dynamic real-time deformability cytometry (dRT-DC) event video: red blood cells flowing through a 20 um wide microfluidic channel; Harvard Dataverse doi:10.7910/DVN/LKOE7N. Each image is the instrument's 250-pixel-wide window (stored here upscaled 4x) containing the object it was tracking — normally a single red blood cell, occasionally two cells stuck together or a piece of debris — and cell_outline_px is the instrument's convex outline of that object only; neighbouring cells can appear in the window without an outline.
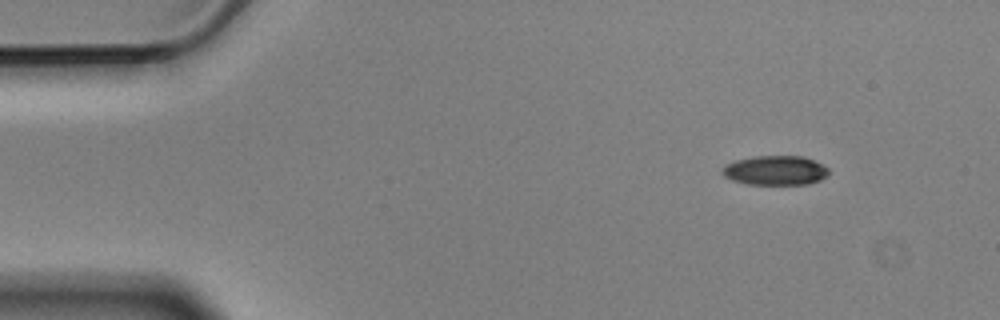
{"species": "Egyptian fruit bat (a non-hibernating species)", "species_latin": "Rousettus aegyptiacus", "temperature_condition": "cold", "stored_images_in_passage": 5, "camera_frame_rate_fps": 3000, "um_per_image_px": 0.085, "animal": {"sex": "male"}, "frame": {"image": 1, "passage_image": 1, "time_ms": 0.0, "image_size_px": [1000, 320], "cell_outline_px": [[828, 172], [820, 180], [808, 184], [748, 184], [732, 180], [724, 176], [720, 172], [724, 164], [736, 160], [752, 156], [800, 156], [812, 160], [828, 168]], "centroid_in_image_um": [65.83, 14.48], "position_along_channel_um": 19.2, "area_um2": 18.15}}
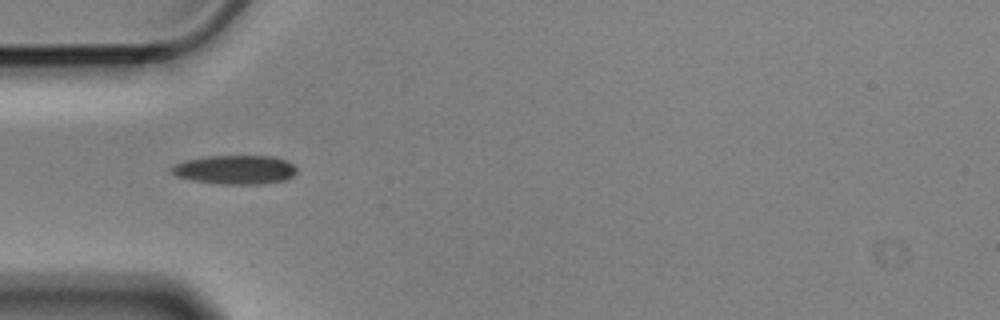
{"frame": {"image": 2, "passage_image": 4, "time_ms": 1.0, "image_size_px": [1000, 320], "cell_outline_px": [[296, 172], [288, 180], [260, 184], [220, 184], [192, 180], [176, 176], [168, 168], [172, 164], [184, 160], [204, 156], [272, 156], [284, 160], [292, 164], [296, 168]], "centroid_in_image_um": [19.93, 14.42], "position_along_channel_um": 65.1, "area_um2": 21.33}}
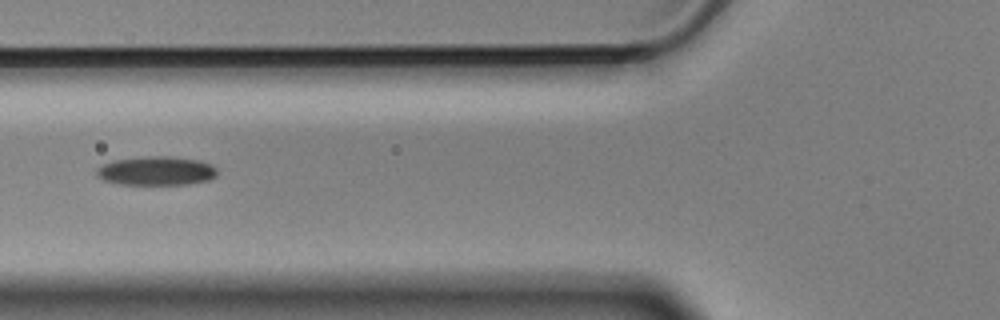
{"frame": {"image": 3, "passage_image": 5, "time_ms": 1.333, "image_size_px": [1000, 320], "cell_outline_px": [[216, 176], [208, 180], [188, 184], [124, 184], [104, 180], [96, 176], [96, 168], [112, 160], [148, 156], [168, 156], [200, 160], [216, 168]], "centroid_in_image_um": [13.27, 14.52], "position_along_channel_um": 112.5, "area_um2": 20.17}}